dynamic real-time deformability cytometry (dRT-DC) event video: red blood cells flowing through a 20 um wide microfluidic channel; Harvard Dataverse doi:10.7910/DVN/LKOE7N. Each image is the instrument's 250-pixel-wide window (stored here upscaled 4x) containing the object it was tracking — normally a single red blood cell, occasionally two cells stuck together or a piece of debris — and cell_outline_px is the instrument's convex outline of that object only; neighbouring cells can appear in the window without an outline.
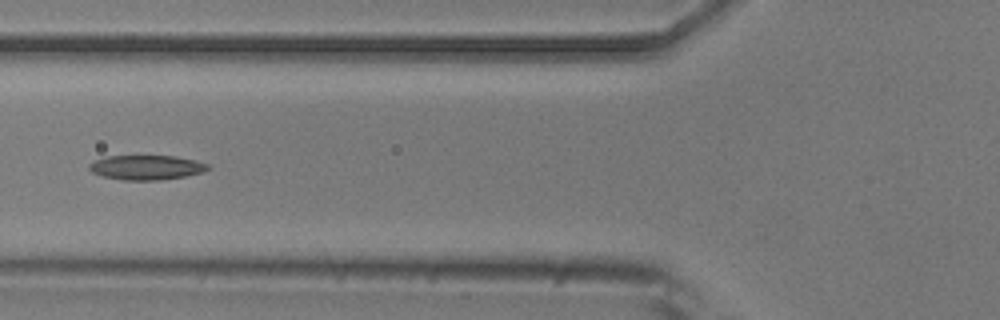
{"species": "common noctule bat (a hibernating species)", "species_latin": "Nyctalus noctula", "temperature_condition": "room temperature", "stored_images_in_passage": 5, "camera_frame_rate_fps": 3000, "um_per_image_px": 0.085, "animal": {"sex": "male", "body_mass_g": 20.5, "forearm_length_mm": 52.5}, "frame": {"image": 1, "passage_image": 5, "time_ms": 4.667, "image_size_px": [1000, 320], "cell_outline_px": [[212, 168], [204, 172], [184, 176], [160, 180], [124, 180], [100, 176], [92, 172], [88, 168], [88, 164], [92, 160], [104, 156], [176, 156], [196, 160], [208, 164]], "centroid_in_image_um": [12.42, 14.23], "position_along_channel_um": 113.4, "area_um2": 17.28}}